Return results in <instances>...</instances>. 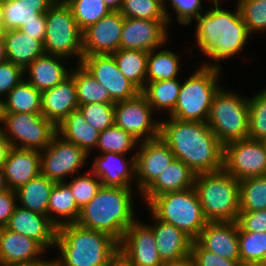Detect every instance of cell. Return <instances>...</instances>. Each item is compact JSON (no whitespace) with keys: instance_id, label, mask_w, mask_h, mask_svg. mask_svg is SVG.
Masks as SVG:
<instances>
[{"instance_id":"33","label":"cell","mask_w":266,"mask_h":266,"mask_svg":"<svg viewBox=\"0 0 266 266\" xmlns=\"http://www.w3.org/2000/svg\"><path fill=\"white\" fill-rule=\"evenodd\" d=\"M0 104L1 112L41 113V92L24 78Z\"/></svg>"},{"instance_id":"30","label":"cell","mask_w":266,"mask_h":266,"mask_svg":"<svg viewBox=\"0 0 266 266\" xmlns=\"http://www.w3.org/2000/svg\"><path fill=\"white\" fill-rule=\"evenodd\" d=\"M56 0H3L5 31L20 29L26 23L38 21Z\"/></svg>"},{"instance_id":"60","label":"cell","mask_w":266,"mask_h":266,"mask_svg":"<svg viewBox=\"0 0 266 266\" xmlns=\"http://www.w3.org/2000/svg\"><path fill=\"white\" fill-rule=\"evenodd\" d=\"M36 266H59V264L54 260H46L44 262L36 263Z\"/></svg>"},{"instance_id":"50","label":"cell","mask_w":266,"mask_h":266,"mask_svg":"<svg viewBox=\"0 0 266 266\" xmlns=\"http://www.w3.org/2000/svg\"><path fill=\"white\" fill-rule=\"evenodd\" d=\"M238 231L266 232V209L253 212H239Z\"/></svg>"},{"instance_id":"2","label":"cell","mask_w":266,"mask_h":266,"mask_svg":"<svg viewBox=\"0 0 266 266\" xmlns=\"http://www.w3.org/2000/svg\"><path fill=\"white\" fill-rule=\"evenodd\" d=\"M221 0H212L213 8L200 13L194 20L195 48L198 47L204 56L211 58L214 62L201 63V65L221 69L222 60L238 55L246 46L249 34L239 8L236 4L234 12L223 9ZM220 3V4H219Z\"/></svg>"},{"instance_id":"35","label":"cell","mask_w":266,"mask_h":266,"mask_svg":"<svg viewBox=\"0 0 266 266\" xmlns=\"http://www.w3.org/2000/svg\"><path fill=\"white\" fill-rule=\"evenodd\" d=\"M181 85L182 83L178 78L146 82L141 93L154 112L165 110L169 115L176 106Z\"/></svg>"},{"instance_id":"29","label":"cell","mask_w":266,"mask_h":266,"mask_svg":"<svg viewBox=\"0 0 266 266\" xmlns=\"http://www.w3.org/2000/svg\"><path fill=\"white\" fill-rule=\"evenodd\" d=\"M57 134L89 155L97 146L100 131L88 124L81 111L76 109L60 122Z\"/></svg>"},{"instance_id":"36","label":"cell","mask_w":266,"mask_h":266,"mask_svg":"<svg viewBox=\"0 0 266 266\" xmlns=\"http://www.w3.org/2000/svg\"><path fill=\"white\" fill-rule=\"evenodd\" d=\"M153 49L148 53L146 82H155L177 78L180 72L181 56L172 50L158 51Z\"/></svg>"},{"instance_id":"44","label":"cell","mask_w":266,"mask_h":266,"mask_svg":"<svg viewBox=\"0 0 266 266\" xmlns=\"http://www.w3.org/2000/svg\"><path fill=\"white\" fill-rule=\"evenodd\" d=\"M236 4L251 36L266 31V0H238Z\"/></svg>"},{"instance_id":"21","label":"cell","mask_w":266,"mask_h":266,"mask_svg":"<svg viewBox=\"0 0 266 266\" xmlns=\"http://www.w3.org/2000/svg\"><path fill=\"white\" fill-rule=\"evenodd\" d=\"M6 228L34 239L45 250L52 247L55 249L57 227L47 215L32 212L17 205Z\"/></svg>"},{"instance_id":"47","label":"cell","mask_w":266,"mask_h":266,"mask_svg":"<svg viewBox=\"0 0 266 266\" xmlns=\"http://www.w3.org/2000/svg\"><path fill=\"white\" fill-rule=\"evenodd\" d=\"M171 2L174 12L177 15V21L182 25H189L193 19L202 13V0H168ZM167 0H163V9L167 15L168 23L173 21V18L167 11Z\"/></svg>"},{"instance_id":"25","label":"cell","mask_w":266,"mask_h":266,"mask_svg":"<svg viewBox=\"0 0 266 266\" xmlns=\"http://www.w3.org/2000/svg\"><path fill=\"white\" fill-rule=\"evenodd\" d=\"M78 106L76 84L71 74L55 87L41 93V113L56 126Z\"/></svg>"},{"instance_id":"27","label":"cell","mask_w":266,"mask_h":266,"mask_svg":"<svg viewBox=\"0 0 266 266\" xmlns=\"http://www.w3.org/2000/svg\"><path fill=\"white\" fill-rule=\"evenodd\" d=\"M66 60L61 56L44 54L24 69L25 80L41 93L51 89L70 75L72 66L65 68Z\"/></svg>"},{"instance_id":"20","label":"cell","mask_w":266,"mask_h":266,"mask_svg":"<svg viewBox=\"0 0 266 266\" xmlns=\"http://www.w3.org/2000/svg\"><path fill=\"white\" fill-rule=\"evenodd\" d=\"M195 241L220 257L241 261L237 222H207Z\"/></svg>"},{"instance_id":"54","label":"cell","mask_w":266,"mask_h":266,"mask_svg":"<svg viewBox=\"0 0 266 266\" xmlns=\"http://www.w3.org/2000/svg\"><path fill=\"white\" fill-rule=\"evenodd\" d=\"M108 266H134L119 251L111 258Z\"/></svg>"},{"instance_id":"4","label":"cell","mask_w":266,"mask_h":266,"mask_svg":"<svg viewBox=\"0 0 266 266\" xmlns=\"http://www.w3.org/2000/svg\"><path fill=\"white\" fill-rule=\"evenodd\" d=\"M118 247L107 233L65 224L57 228L55 248L60 255L54 260L59 266H108Z\"/></svg>"},{"instance_id":"62","label":"cell","mask_w":266,"mask_h":266,"mask_svg":"<svg viewBox=\"0 0 266 266\" xmlns=\"http://www.w3.org/2000/svg\"><path fill=\"white\" fill-rule=\"evenodd\" d=\"M262 141H263V143H264V145H265V147H266V138L263 139Z\"/></svg>"},{"instance_id":"14","label":"cell","mask_w":266,"mask_h":266,"mask_svg":"<svg viewBox=\"0 0 266 266\" xmlns=\"http://www.w3.org/2000/svg\"><path fill=\"white\" fill-rule=\"evenodd\" d=\"M80 64L108 91L114 102L133 98L140 92L120 72L112 54L83 56Z\"/></svg>"},{"instance_id":"49","label":"cell","mask_w":266,"mask_h":266,"mask_svg":"<svg viewBox=\"0 0 266 266\" xmlns=\"http://www.w3.org/2000/svg\"><path fill=\"white\" fill-rule=\"evenodd\" d=\"M190 258L195 266H242L241 261L228 260L204 250L196 241L192 243Z\"/></svg>"},{"instance_id":"10","label":"cell","mask_w":266,"mask_h":266,"mask_svg":"<svg viewBox=\"0 0 266 266\" xmlns=\"http://www.w3.org/2000/svg\"><path fill=\"white\" fill-rule=\"evenodd\" d=\"M0 124L14 148L43 151L57 134V126L42 113L1 112Z\"/></svg>"},{"instance_id":"26","label":"cell","mask_w":266,"mask_h":266,"mask_svg":"<svg viewBox=\"0 0 266 266\" xmlns=\"http://www.w3.org/2000/svg\"><path fill=\"white\" fill-rule=\"evenodd\" d=\"M195 178L196 173L184 162L175 158L140 197L147 205L160 194L184 191L194 187Z\"/></svg>"},{"instance_id":"18","label":"cell","mask_w":266,"mask_h":266,"mask_svg":"<svg viewBox=\"0 0 266 266\" xmlns=\"http://www.w3.org/2000/svg\"><path fill=\"white\" fill-rule=\"evenodd\" d=\"M124 16L110 12L82 32L83 56L113 54L120 49Z\"/></svg>"},{"instance_id":"16","label":"cell","mask_w":266,"mask_h":266,"mask_svg":"<svg viewBox=\"0 0 266 266\" xmlns=\"http://www.w3.org/2000/svg\"><path fill=\"white\" fill-rule=\"evenodd\" d=\"M168 20H147L124 17L120 49L150 52L162 49L169 38Z\"/></svg>"},{"instance_id":"3","label":"cell","mask_w":266,"mask_h":266,"mask_svg":"<svg viewBox=\"0 0 266 266\" xmlns=\"http://www.w3.org/2000/svg\"><path fill=\"white\" fill-rule=\"evenodd\" d=\"M130 187L101 186L95 197L80 209L77 224L109 234L118 243L137 220Z\"/></svg>"},{"instance_id":"37","label":"cell","mask_w":266,"mask_h":266,"mask_svg":"<svg viewBox=\"0 0 266 266\" xmlns=\"http://www.w3.org/2000/svg\"><path fill=\"white\" fill-rule=\"evenodd\" d=\"M71 69L70 74L76 84L79 105L98 102L115 104L108 91L80 63Z\"/></svg>"},{"instance_id":"12","label":"cell","mask_w":266,"mask_h":266,"mask_svg":"<svg viewBox=\"0 0 266 266\" xmlns=\"http://www.w3.org/2000/svg\"><path fill=\"white\" fill-rule=\"evenodd\" d=\"M223 169L241 181L266 175V147L263 141L243 139L224 145Z\"/></svg>"},{"instance_id":"59","label":"cell","mask_w":266,"mask_h":266,"mask_svg":"<svg viewBox=\"0 0 266 266\" xmlns=\"http://www.w3.org/2000/svg\"><path fill=\"white\" fill-rule=\"evenodd\" d=\"M7 189H8V187H7L6 182H5L3 170L0 169V193L6 191Z\"/></svg>"},{"instance_id":"9","label":"cell","mask_w":266,"mask_h":266,"mask_svg":"<svg viewBox=\"0 0 266 266\" xmlns=\"http://www.w3.org/2000/svg\"><path fill=\"white\" fill-rule=\"evenodd\" d=\"M45 54L75 59L83 57L82 31L72 9L65 1H56L46 12V33L43 42ZM72 57V58H71Z\"/></svg>"},{"instance_id":"39","label":"cell","mask_w":266,"mask_h":266,"mask_svg":"<svg viewBox=\"0 0 266 266\" xmlns=\"http://www.w3.org/2000/svg\"><path fill=\"white\" fill-rule=\"evenodd\" d=\"M240 212L266 209V175L239 181Z\"/></svg>"},{"instance_id":"58","label":"cell","mask_w":266,"mask_h":266,"mask_svg":"<svg viewBox=\"0 0 266 266\" xmlns=\"http://www.w3.org/2000/svg\"><path fill=\"white\" fill-rule=\"evenodd\" d=\"M3 14H4L3 0H0V34H2L5 31Z\"/></svg>"},{"instance_id":"13","label":"cell","mask_w":266,"mask_h":266,"mask_svg":"<svg viewBox=\"0 0 266 266\" xmlns=\"http://www.w3.org/2000/svg\"><path fill=\"white\" fill-rule=\"evenodd\" d=\"M114 122L140 142L159 137L160 120L154 121L153 109L141 92L133 98L115 102Z\"/></svg>"},{"instance_id":"55","label":"cell","mask_w":266,"mask_h":266,"mask_svg":"<svg viewBox=\"0 0 266 266\" xmlns=\"http://www.w3.org/2000/svg\"><path fill=\"white\" fill-rule=\"evenodd\" d=\"M112 12H120L123 0H103Z\"/></svg>"},{"instance_id":"32","label":"cell","mask_w":266,"mask_h":266,"mask_svg":"<svg viewBox=\"0 0 266 266\" xmlns=\"http://www.w3.org/2000/svg\"><path fill=\"white\" fill-rule=\"evenodd\" d=\"M55 183L40 174L15 191L17 203L24 209L48 216L49 197Z\"/></svg>"},{"instance_id":"45","label":"cell","mask_w":266,"mask_h":266,"mask_svg":"<svg viewBox=\"0 0 266 266\" xmlns=\"http://www.w3.org/2000/svg\"><path fill=\"white\" fill-rule=\"evenodd\" d=\"M78 177H71V181L65 183L70 187L79 209L89 203L97 194L102 184L100 179L91 171L88 173H78Z\"/></svg>"},{"instance_id":"51","label":"cell","mask_w":266,"mask_h":266,"mask_svg":"<svg viewBox=\"0 0 266 266\" xmlns=\"http://www.w3.org/2000/svg\"><path fill=\"white\" fill-rule=\"evenodd\" d=\"M15 191L7 189L0 193V228L6 227L17 204Z\"/></svg>"},{"instance_id":"56","label":"cell","mask_w":266,"mask_h":266,"mask_svg":"<svg viewBox=\"0 0 266 266\" xmlns=\"http://www.w3.org/2000/svg\"><path fill=\"white\" fill-rule=\"evenodd\" d=\"M7 60L3 34H0V63Z\"/></svg>"},{"instance_id":"53","label":"cell","mask_w":266,"mask_h":266,"mask_svg":"<svg viewBox=\"0 0 266 266\" xmlns=\"http://www.w3.org/2000/svg\"><path fill=\"white\" fill-rule=\"evenodd\" d=\"M11 148L12 146L10 142L7 140L6 136L4 135L3 129L0 127V169H3Z\"/></svg>"},{"instance_id":"61","label":"cell","mask_w":266,"mask_h":266,"mask_svg":"<svg viewBox=\"0 0 266 266\" xmlns=\"http://www.w3.org/2000/svg\"><path fill=\"white\" fill-rule=\"evenodd\" d=\"M2 266H36V264H16V265H2Z\"/></svg>"},{"instance_id":"46","label":"cell","mask_w":266,"mask_h":266,"mask_svg":"<svg viewBox=\"0 0 266 266\" xmlns=\"http://www.w3.org/2000/svg\"><path fill=\"white\" fill-rule=\"evenodd\" d=\"M114 108L115 104L98 102L78 106V109L83 114L85 121L100 132L115 124Z\"/></svg>"},{"instance_id":"38","label":"cell","mask_w":266,"mask_h":266,"mask_svg":"<svg viewBox=\"0 0 266 266\" xmlns=\"http://www.w3.org/2000/svg\"><path fill=\"white\" fill-rule=\"evenodd\" d=\"M242 266L266 265V232L238 231Z\"/></svg>"},{"instance_id":"22","label":"cell","mask_w":266,"mask_h":266,"mask_svg":"<svg viewBox=\"0 0 266 266\" xmlns=\"http://www.w3.org/2000/svg\"><path fill=\"white\" fill-rule=\"evenodd\" d=\"M155 244L162 262L171 264L190 258L193 240L177 227L158 220L151 212Z\"/></svg>"},{"instance_id":"40","label":"cell","mask_w":266,"mask_h":266,"mask_svg":"<svg viewBox=\"0 0 266 266\" xmlns=\"http://www.w3.org/2000/svg\"><path fill=\"white\" fill-rule=\"evenodd\" d=\"M140 141L117 125L100 132L96 149L100 153L113 152L127 155L138 148Z\"/></svg>"},{"instance_id":"28","label":"cell","mask_w":266,"mask_h":266,"mask_svg":"<svg viewBox=\"0 0 266 266\" xmlns=\"http://www.w3.org/2000/svg\"><path fill=\"white\" fill-rule=\"evenodd\" d=\"M7 61L25 69L35 59L45 54L43 43L20 29L3 33Z\"/></svg>"},{"instance_id":"34","label":"cell","mask_w":266,"mask_h":266,"mask_svg":"<svg viewBox=\"0 0 266 266\" xmlns=\"http://www.w3.org/2000/svg\"><path fill=\"white\" fill-rule=\"evenodd\" d=\"M112 55L120 72L141 92L146 84L148 52L118 49Z\"/></svg>"},{"instance_id":"17","label":"cell","mask_w":266,"mask_h":266,"mask_svg":"<svg viewBox=\"0 0 266 266\" xmlns=\"http://www.w3.org/2000/svg\"><path fill=\"white\" fill-rule=\"evenodd\" d=\"M118 251L134 266H165L156 244L153 230L136 220L124 232Z\"/></svg>"},{"instance_id":"11","label":"cell","mask_w":266,"mask_h":266,"mask_svg":"<svg viewBox=\"0 0 266 266\" xmlns=\"http://www.w3.org/2000/svg\"><path fill=\"white\" fill-rule=\"evenodd\" d=\"M89 156L83 149L56 134L41 151V175L54 182H65L68 176L77 175Z\"/></svg>"},{"instance_id":"42","label":"cell","mask_w":266,"mask_h":266,"mask_svg":"<svg viewBox=\"0 0 266 266\" xmlns=\"http://www.w3.org/2000/svg\"><path fill=\"white\" fill-rule=\"evenodd\" d=\"M120 13L127 18L168 20L163 0H123Z\"/></svg>"},{"instance_id":"23","label":"cell","mask_w":266,"mask_h":266,"mask_svg":"<svg viewBox=\"0 0 266 266\" xmlns=\"http://www.w3.org/2000/svg\"><path fill=\"white\" fill-rule=\"evenodd\" d=\"M44 253L46 250L34 239L0 228V266L44 262Z\"/></svg>"},{"instance_id":"1","label":"cell","mask_w":266,"mask_h":266,"mask_svg":"<svg viewBox=\"0 0 266 266\" xmlns=\"http://www.w3.org/2000/svg\"><path fill=\"white\" fill-rule=\"evenodd\" d=\"M159 136L169 146L175 158L184 162L196 174L223 169L224 145L207 123L182 121L168 117L160 119Z\"/></svg>"},{"instance_id":"15","label":"cell","mask_w":266,"mask_h":266,"mask_svg":"<svg viewBox=\"0 0 266 266\" xmlns=\"http://www.w3.org/2000/svg\"><path fill=\"white\" fill-rule=\"evenodd\" d=\"M135 170L136 184L141 195L160 175L162 171L175 159L169 146L157 137L141 141L136 149Z\"/></svg>"},{"instance_id":"8","label":"cell","mask_w":266,"mask_h":266,"mask_svg":"<svg viewBox=\"0 0 266 266\" xmlns=\"http://www.w3.org/2000/svg\"><path fill=\"white\" fill-rule=\"evenodd\" d=\"M214 95L207 125L223 145L248 138L249 98L224 89Z\"/></svg>"},{"instance_id":"31","label":"cell","mask_w":266,"mask_h":266,"mask_svg":"<svg viewBox=\"0 0 266 266\" xmlns=\"http://www.w3.org/2000/svg\"><path fill=\"white\" fill-rule=\"evenodd\" d=\"M80 214L70 187L65 182H56L48 203V218L58 228L76 223Z\"/></svg>"},{"instance_id":"7","label":"cell","mask_w":266,"mask_h":266,"mask_svg":"<svg viewBox=\"0 0 266 266\" xmlns=\"http://www.w3.org/2000/svg\"><path fill=\"white\" fill-rule=\"evenodd\" d=\"M146 206L158 220L177 227L193 241L208 222L194 187L160 194Z\"/></svg>"},{"instance_id":"5","label":"cell","mask_w":266,"mask_h":266,"mask_svg":"<svg viewBox=\"0 0 266 266\" xmlns=\"http://www.w3.org/2000/svg\"><path fill=\"white\" fill-rule=\"evenodd\" d=\"M197 191L208 222H237L239 216V181L224 169L196 174Z\"/></svg>"},{"instance_id":"52","label":"cell","mask_w":266,"mask_h":266,"mask_svg":"<svg viewBox=\"0 0 266 266\" xmlns=\"http://www.w3.org/2000/svg\"><path fill=\"white\" fill-rule=\"evenodd\" d=\"M20 30L43 43L46 33V14H41L38 21L26 23Z\"/></svg>"},{"instance_id":"43","label":"cell","mask_w":266,"mask_h":266,"mask_svg":"<svg viewBox=\"0 0 266 266\" xmlns=\"http://www.w3.org/2000/svg\"><path fill=\"white\" fill-rule=\"evenodd\" d=\"M250 97L248 138L262 141L266 138V88Z\"/></svg>"},{"instance_id":"41","label":"cell","mask_w":266,"mask_h":266,"mask_svg":"<svg viewBox=\"0 0 266 266\" xmlns=\"http://www.w3.org/2000/svg\"><path fill=\"white\" fill-rule=\"evenodd\" d=\"M65 2L72 9L77 25L82 32L111 12L103 0H65Z\"/></svg>"},{"instance_id":"48","label":"cell","mask_w":266,"mask_h":266,"mask_svg":"<svg viewBox=\"0 0 266 266\" xmlns=\"http://www.w3.org/2000/svg\"><path fill=\"white\" fill-rule=\"evenodd\" d=\"M25 76L21 66L7 60L0 63V102Z\"/></svg>"},{"instance_id":"19","label":"cell","mask_w":266,"mask_h":266,"mask_svg":"<svg viewBox=\"0 0 266 266\" xmlns=\"http://www.w3.org/2000/svg\"><path fill=\"white\" fill-rule=\"evenodd\" d=\"M135 156L136 153L129 160L124 154L99 153L89 170L100 179L102 186L131 188L136 183Z\"/></svg>"},{"instance_id":"6","label":"cell","mask_w":266,"mask_h":266,"mask_svg":"<svg viewBox=\"0 0 266 266\" xmlns=\"http://www.w3.org/2000/svg\"><path fill=\"white\" fill-rule=\"evenodd\" d=\"M181 85L174 110L168 117L206 123L214 95L221 88L222 69L200 65Z\"/></svg>"},{"instance_id":"24","label":"cell","mask_w":266,"mask_h":266,"mask_svg":"<svg viewBox=\"0 0 266 266\" xmlns=\"http://www.w3.org/2000/svg\"><path fill=\"white\" fill-rule=\"evenodd\" d=\"M41 151L12 147L3 166L8 189L16 191L41 174Z\"/></svg>"},{"instance_id":"57","label":"cell","mask_w":266,"mask_h":266,"mask_svg":"<svg viewBox=\"0 0 266 266\" xmlns=\"http://www.w3.org/2000/svg\"><path fill=\"white\" fill-rule=\"evenodd\" d=\"M165 266H195V264L191 258H188V259L180 261V262L166 264Z\"/></svg>"}]
</instances>
